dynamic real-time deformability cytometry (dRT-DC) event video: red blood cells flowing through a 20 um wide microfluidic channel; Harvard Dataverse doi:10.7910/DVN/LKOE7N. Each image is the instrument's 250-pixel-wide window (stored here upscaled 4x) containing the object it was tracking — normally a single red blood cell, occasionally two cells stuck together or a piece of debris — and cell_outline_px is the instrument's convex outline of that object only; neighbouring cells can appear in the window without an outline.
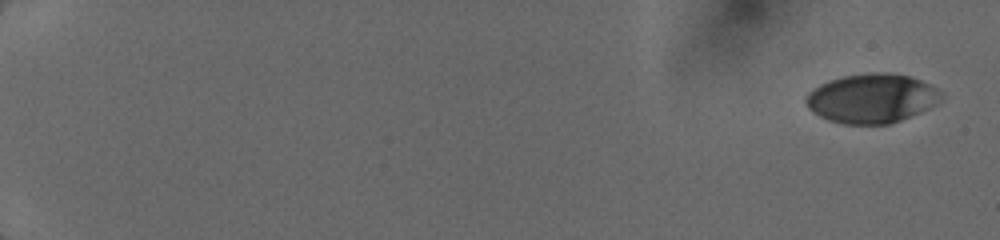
{"species": "human", "species_latin": "Homo sapiens", "temperature_condition": "cold", "stored_images_in_passage": 9, "camera_frame_rate_fps": 3000, "um_per_image_px": 0.085, "donor": {"sex": "female"}, "frame": {"image": 1, "passage_image": 1, "time_ms": 0.0, "image_size_px": [1000, 240], "cell_outline_px": [[944, 100], [940, 104], [900, 120], [888, 124], [844, 124], [828, 120], [812, 112], [808, 108], [804, 100], [808, 92], [812, 88], [828, 80], [844, 76], [868, 72], [888, 72], [908, 76], [920, 80], [944, 92]], "centroid_in_image_um": [74.12, 8.36], "position_along_channel_um": 10.9, "area_um2": 39.3}}
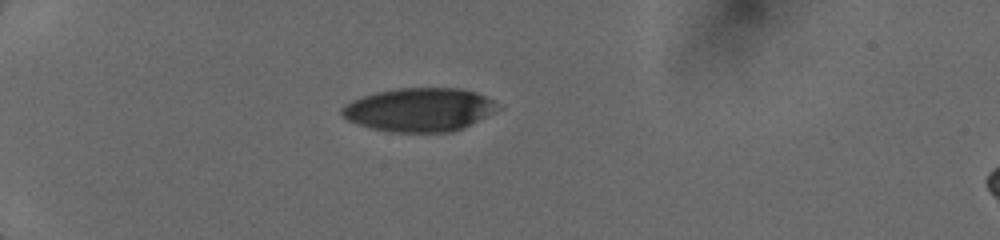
{"frame": {"image": 2, "passage_image": 7, "time_ms": 5.0, "image_size_px": [1000, 240], "cell_outline_px": [[500, 108], [452, 132], [392, 132], [372, 128], [348, 120], [340, 112], [340, 108], [352, 100], [376, 92], [396, 88], [460, 88], [476, 92], [492, 100]], "centroid_in_image_um": [35.6, 9.31], "position_along_channel_um": 49.4, "area_um2": 38.96}}
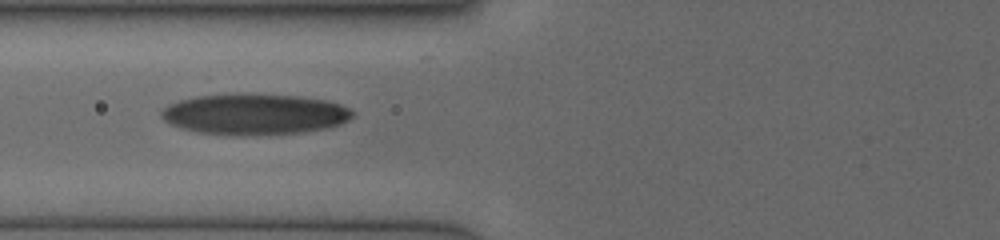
{"frame": {"image": 3, "passage_image": 9, "time_ms": 7.333, "image_size_px": [1000, 240], "cell_outline_px": [[352, 116], [348, 120], [340, 124], [324, 128], [300, 132], [256, 136], [236, 136], [196, 132], [172, 124], [164, 120], [160, 116], [160, 112], [168, 104], [180, 100], [196, 96], [236, 92], [240, 92], [300, 96], [328, 100], [352, 108]], "centroid_in_image_um": [21.62, 9.69], "position_along_channel_um": 104.2, "area_um2": 46.36}}